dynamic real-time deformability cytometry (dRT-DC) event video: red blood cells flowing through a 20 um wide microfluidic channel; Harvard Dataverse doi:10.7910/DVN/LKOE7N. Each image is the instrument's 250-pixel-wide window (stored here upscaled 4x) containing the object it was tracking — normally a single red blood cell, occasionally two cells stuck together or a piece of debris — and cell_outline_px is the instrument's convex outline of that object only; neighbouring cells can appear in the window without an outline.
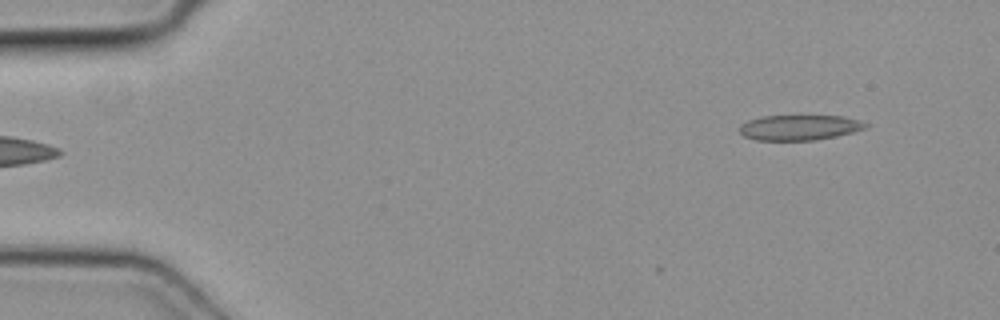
{"species": "common noctule bat (a hibernating species)", "species_latin": "Nyctalus noctula", "temperature_condition": "cold", "stored_images_in_passage": 5, "camera_frame_rate_fps": 3000, "um_per_image_px": 0.085, "animal": {"sex": "female", "body_mass_g": 19.3, "forearm_length_mm": 54.1}, "frame": {"image": 1, "passage_image": 1, "time_ms": 0.0, "image_size_px": [1000, 320], "cell_outline_px": [[868, 124], [864, 128], [852, 132], [836, 136], [812, 140], [756, 140], [744, 136], [740, 132], [740, 124], [748, 120], [764, 116], [844, 116]], "centroid_in_image_um": [67.9, 10.84], "position_along_channel_um": 17.1, "area_um2": 18.26}}